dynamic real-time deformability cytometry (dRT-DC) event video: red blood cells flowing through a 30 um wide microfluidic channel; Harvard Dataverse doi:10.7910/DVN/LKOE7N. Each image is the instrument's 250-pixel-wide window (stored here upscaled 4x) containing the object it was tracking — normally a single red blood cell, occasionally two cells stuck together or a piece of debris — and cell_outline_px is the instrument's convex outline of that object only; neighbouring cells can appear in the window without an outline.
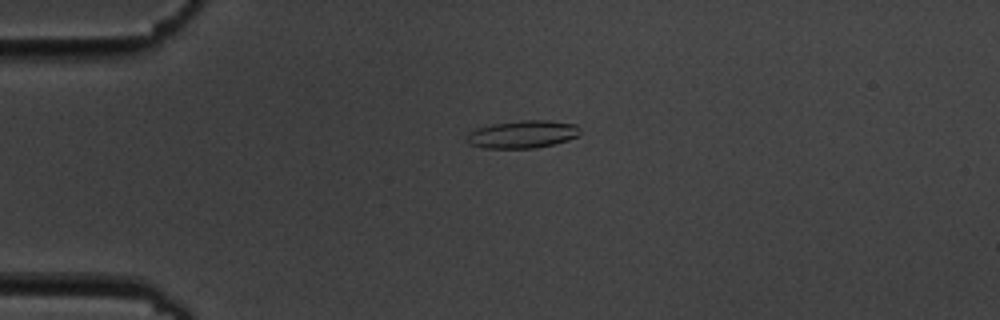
{"species": "common noctule bat (a hibernating species)", "species_latin": "Nyctalus noctula", "temperature_condition": "cold", "stored_images_in_passage": 4, "camera_frame_rate_fps": 3000, "um_per_image_px": 0.085, "animal": {"sex": "male", "body_mass_g": 19.5, "forearm_length_mm": 54.6}, "frame": {"image": 1, "passage_image": 2, "time_ms": 2.0, "image_size_px": [1000, 320], "cell_outline_px": [[580, 132], [576, 136], [568, 140], [536, 148], [484, 148], [468, 144], [464, 140], [476, 128], [492, 124], [520, 120], [548, 120], [576, 124], [580, 128]], "centroid_in_image_um": [44.41, 11.41], "position_along_channel_um": 40.6, "area_um2": 18.26}}